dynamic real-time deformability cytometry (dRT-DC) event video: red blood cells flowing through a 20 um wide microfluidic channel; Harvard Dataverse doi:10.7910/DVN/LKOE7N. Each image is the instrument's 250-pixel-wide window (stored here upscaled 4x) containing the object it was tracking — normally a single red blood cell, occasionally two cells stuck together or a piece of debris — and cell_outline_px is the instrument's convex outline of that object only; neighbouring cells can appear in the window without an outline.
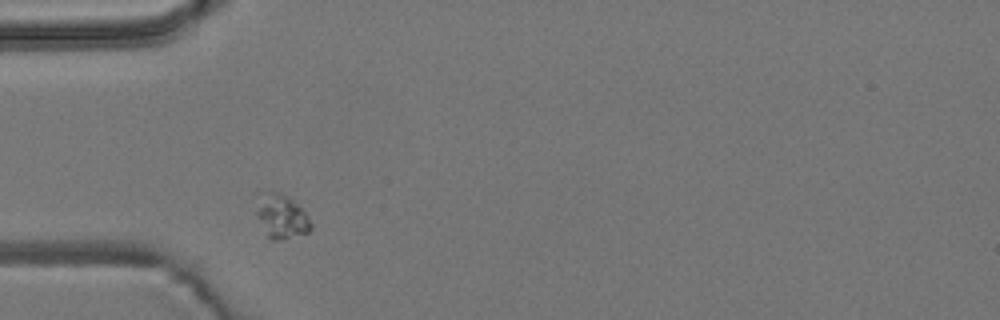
{"species": "common noctule bat (a hibernating species)", "species_latin": "Nyctalus noctula", "temperature_condition": "room temperature", "stored_images_in_passage": 28, "camera_frame_rate_fps": 3000, "um_per_image_px": 0.085, "animal": {"sex": "male", "body_mass_g": 19.2, "forearm_length_mm": 51.8}, "frame": {"image": 1, "passage_image": 1, "time_ms": 0.0, "image_size_px": [1000, 320], "cell_outline_px": [[312, 228], [308, 232], [276, 240], [272, 240], [268, 236], [256, 216], [256, 192], [280, 192], [288, 196], [304, 212], [312, 224]], "centroid_in_image_um": [23.86, 18.34], "position_along_channel_um": 61.1, "area_um2": 13.93}}
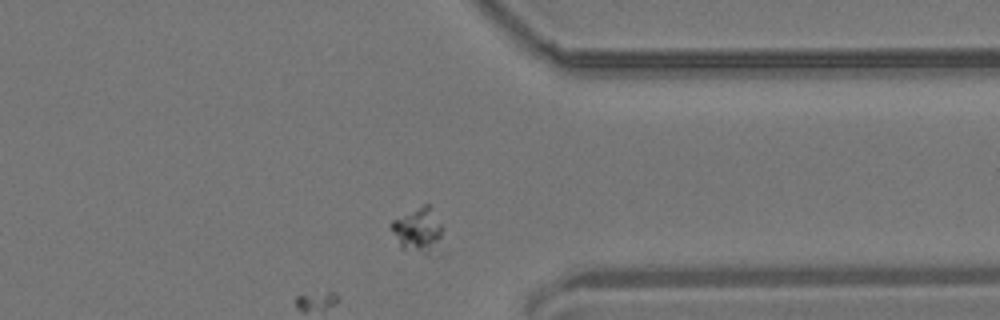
{"frame": {"image": 2, "passage_image": 28, "time_ms": 9.0, "image_size_px": [1000, 320], "cell_outline_px": [[448, 252], [444, 256], [400, 248], [388, 224], [392, 220], [424, 204], [428, 204], [444, 228]], "centroid_in_image_um": [35.71, 19.68], "position_along_channel_um": 375.7, "area_um2": 14.68}}